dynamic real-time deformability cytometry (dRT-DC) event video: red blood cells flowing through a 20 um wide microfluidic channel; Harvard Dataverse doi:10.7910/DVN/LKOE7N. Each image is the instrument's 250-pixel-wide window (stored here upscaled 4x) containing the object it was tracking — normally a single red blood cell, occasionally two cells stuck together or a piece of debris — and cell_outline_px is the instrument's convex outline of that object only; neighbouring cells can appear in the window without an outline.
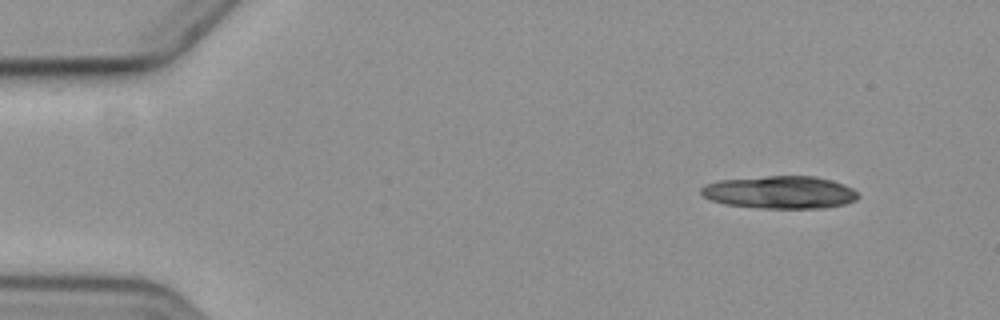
{"species": "common noctule bat (a hibernating species)", "species_latin": "Nyctalus noctula", "temperature_condition": "cold", "stored_images_in_passage": 4, "camera_frame_rate_fps": 3000, "um_per_image_px": 0.085, "animal": {"sex": "female", "body_mass_g": 19.3, "forearm_length_mm": 54.1}, "frame": {"image": 1, "passage_image": 1, "time_ms": 0.0, "image_size_px": [1000, 320], "cell_outline_px": [[860, 196], [856, 200], [844, 204], [824, 208], [760, 208], [724, 204], [712, 200], [704, 196], [700, 192], [700, 188], [704, 184], [716, 180], [768, 176], [816, 176], [832, 180], [844, 184], [852, 188]], "centroid_in_image_um": [66.29, 16.34], "position_along_channel_um": 18.7, "area_um2": 30.06}}